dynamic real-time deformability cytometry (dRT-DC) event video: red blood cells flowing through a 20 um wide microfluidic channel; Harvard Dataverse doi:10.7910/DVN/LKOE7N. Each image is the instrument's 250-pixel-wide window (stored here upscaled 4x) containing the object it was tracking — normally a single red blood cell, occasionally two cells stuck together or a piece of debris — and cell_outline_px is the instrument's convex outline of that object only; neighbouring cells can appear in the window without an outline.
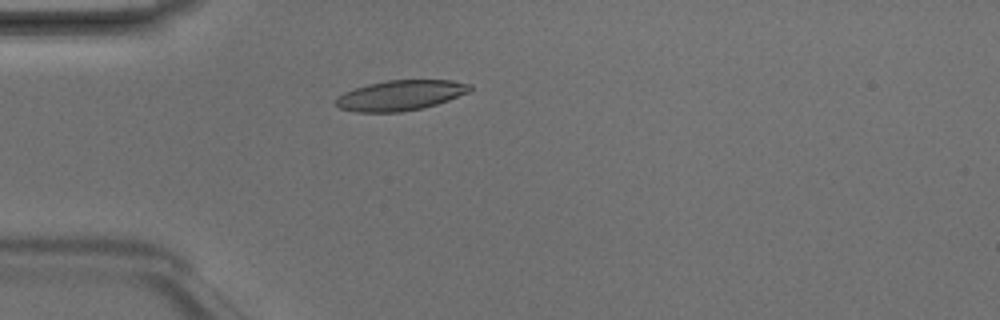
{"species": "Egyptian fruit bat (a non-hibernating species)", "species_latin": "Rousettus aegyptiacus", "temperature_condition": "room temperature", "stored_images_in_passage": 1, "camera_frame_rate_fps": 3000, "um_per_image_px": 0.085, "animal": {"sex": "male"}, "frame": {"image": 1, "passage_image": 1, "time_ms": 0.0, "image_size_px": [1000, 320], "cell_outline_px": [[472, 88], [468, 92], [448, 100], [424, 108], [400, 112], [356, 112], [340, 108], [336, 104], [336, 100], [344, 92], [368, 84], [388, 80], [452, 80], [472, 84]], "centroid_in_image_um": [34.07, 8.1], "position_along_channel_um": 50.9, "area_um2": 23.47}}